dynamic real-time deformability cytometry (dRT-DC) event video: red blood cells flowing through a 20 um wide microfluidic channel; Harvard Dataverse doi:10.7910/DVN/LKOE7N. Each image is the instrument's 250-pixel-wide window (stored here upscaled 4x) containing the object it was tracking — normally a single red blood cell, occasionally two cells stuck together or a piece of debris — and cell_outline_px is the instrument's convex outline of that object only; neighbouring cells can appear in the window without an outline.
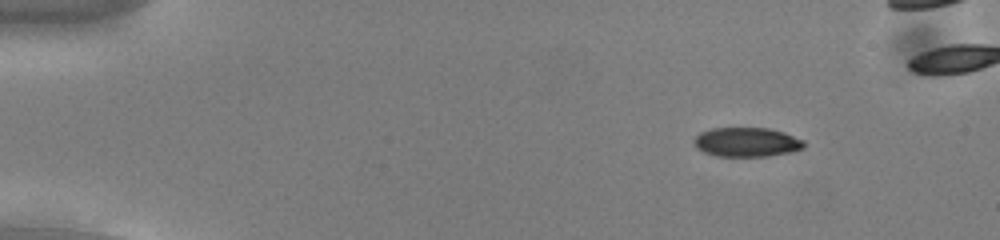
{"species": "common noctule bat (a hibernating species)", "species_latin": "Nyctalus noctula", "temperature_condition": "cold", "stored_images_in_passage": 52, "camera_frame_rate_fps": 3000, "um_per_image_px": 0.085, "animal": {"sex": "male", "body_mass_g": 13.0, "forearm_length_mm": 53.1}, "frame": {"image": 1, "passage_image": 8, "time_ms": 2.333, "image_size_px": [1000, 240], "cell_outline_px": [[804, 148], [792, 152], [768, 156], [716, 156], [704, 152], [696, 148], [692, 140], [700, 132], [712, 128], [772, 128], [784, 132], [804, 140]], "centroid_in_image_um": [63.47, 12.08], "position_along_channel_um": 21.5, "area_um2": 18.96}}
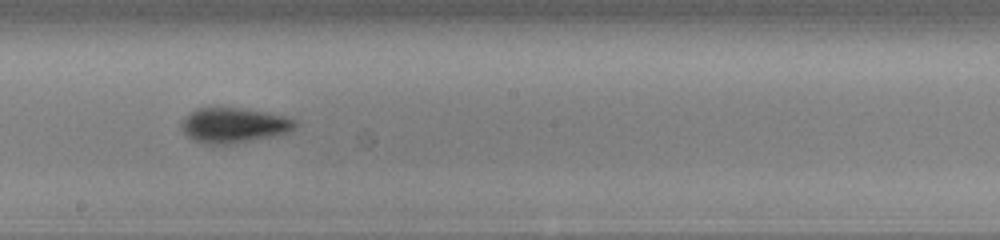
{"frame": {"image": 2, "passage_image": 32, "time_ms": 10.333, "image_size_px": [1000, 240], "cell_outline_px": [[300, 124], [296, 128], [288, 132], [272, 136], [228, 144], [204, 144], [192, 140], [180, 128], [180, 120], [196, 108], [244, 108], [268, 112], [284, 116], [296, 120]], "centroid_in_image_um": [19.86, 10.64], "position_along_channel_um": 228.3, "area_um2": 23.41}}
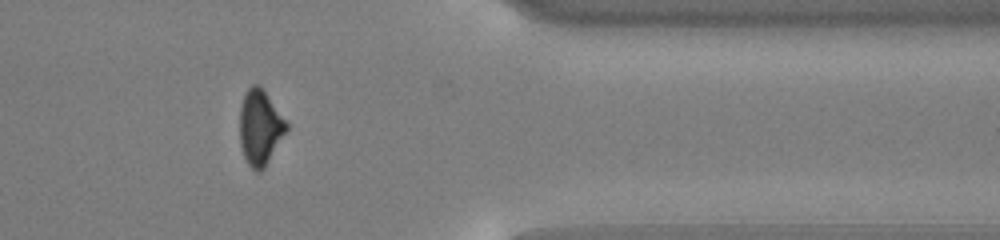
{"frame": {"image": 3, "passage_image": 46, "time_ms": 15.0, "image_size_px": [1000, 240], "cell_outline_px": [[288, 132], [264, 168], [260, 172], [256, 172], [248, 164], [244, 156], [240, 144], [240, 108], [244, 96], [248, 88], [252, 84], [260, 84], [288, 124]], "centroid_in_image_um": [22.12, 10.84], "position_along_channel_um": 389.3, "area_um2": 20.58}, "authors_computed_cell_mechanics": {"area_um2": 21.3571, "velocity_mm_per_s": 3.7879, "shape_relaxation_time_tau1_ms": 1.9738, "shape_relaxation_time_tau2_ms": 10.8781, "deformation_change_tau1": 0.1194, "deformation_change_tau2": 0.133}}